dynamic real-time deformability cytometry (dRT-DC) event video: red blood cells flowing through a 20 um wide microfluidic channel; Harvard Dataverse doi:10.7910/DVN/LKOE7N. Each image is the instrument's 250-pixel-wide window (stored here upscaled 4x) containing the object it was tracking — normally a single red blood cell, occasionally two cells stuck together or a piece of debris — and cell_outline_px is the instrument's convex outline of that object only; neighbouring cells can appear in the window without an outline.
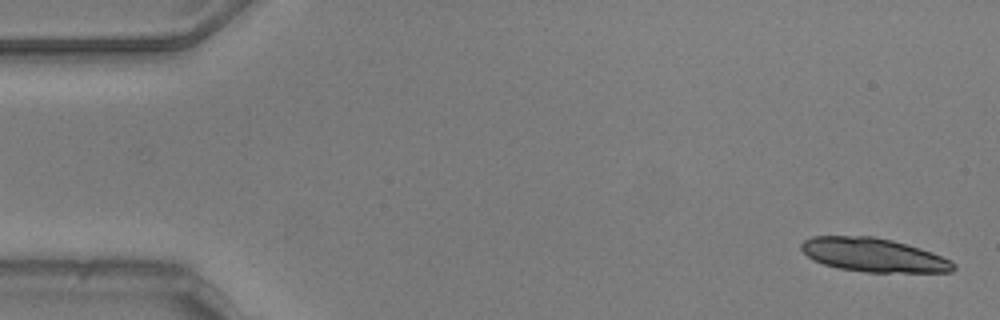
{"species": "common noctule bat (a hibernating species)", "species_latin": "Nyctalus noctula", "temperature_condition": "warm", "stored_images_in_passage": 15, "camera_frame_rate_fps": 3000, "um_per_image_px": 0.085, "animal": {"sex": "male", "body_mass_g": 20.5, "forearm_length_mm": 52.5}, "frame": {"image": 1, "passage_image": 1, "time_ms": 0.0, "image_size_px": [1000, 320], "cell_outline_px": [[956, 268], [952, 272], [868, 272], [840, 268], [824, 264], [812, 260], [800, 248], [800, 244], [804, 240], [812, 236], [872, 236], [892, 240], [920, 248], [932, 252], [956, 264]], "centroid_in_image_um": [74.23, 21.67], "position_along_channel_um": 10.8, "area_um2": 29.77}}